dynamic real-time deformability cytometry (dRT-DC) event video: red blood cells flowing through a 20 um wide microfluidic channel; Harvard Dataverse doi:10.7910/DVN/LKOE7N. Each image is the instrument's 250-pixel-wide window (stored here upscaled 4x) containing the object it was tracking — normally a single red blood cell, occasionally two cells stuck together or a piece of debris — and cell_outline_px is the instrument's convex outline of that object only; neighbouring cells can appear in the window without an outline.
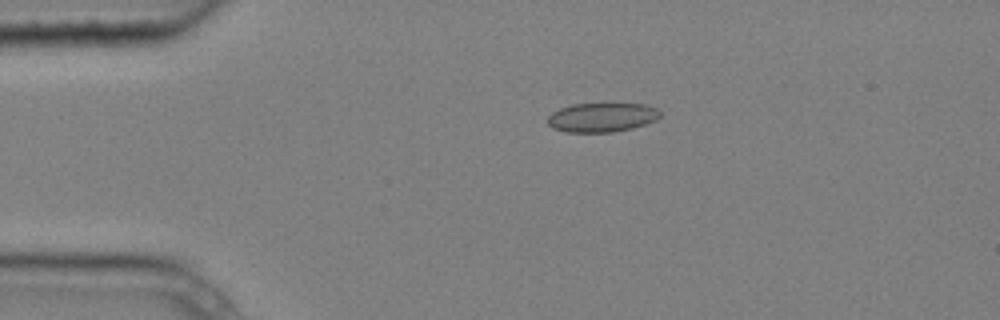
{"species": "common noctule bat (a hibernating species)", "species_latin": "Nyctalus noctula", "temperature_condition": "cold", "stored_images_in_passage": 3, "camera_frame_rate_fps": 3000, "um_per_image_px": 0.085, "animal": {"sex": "male", "body_mass_g": 20.4}, "frame": {"image": 1, "passage_image": 2, "time_ms": 0.333, "image_size_px": [1000, 320], "cell_outline_px": [[660, 116], [656, 120], [632, 128], [612, 132], [564, 132], [552, 128], [548, 124], [548, 116], [552, 112], [560, 108], [572, 104], [648, 104], [656, 108], [660, 112]], "centroid_in_image_um": [51.14, 9.98], "position_along_channel_um": 33.9, "area_um2": 19.13}}